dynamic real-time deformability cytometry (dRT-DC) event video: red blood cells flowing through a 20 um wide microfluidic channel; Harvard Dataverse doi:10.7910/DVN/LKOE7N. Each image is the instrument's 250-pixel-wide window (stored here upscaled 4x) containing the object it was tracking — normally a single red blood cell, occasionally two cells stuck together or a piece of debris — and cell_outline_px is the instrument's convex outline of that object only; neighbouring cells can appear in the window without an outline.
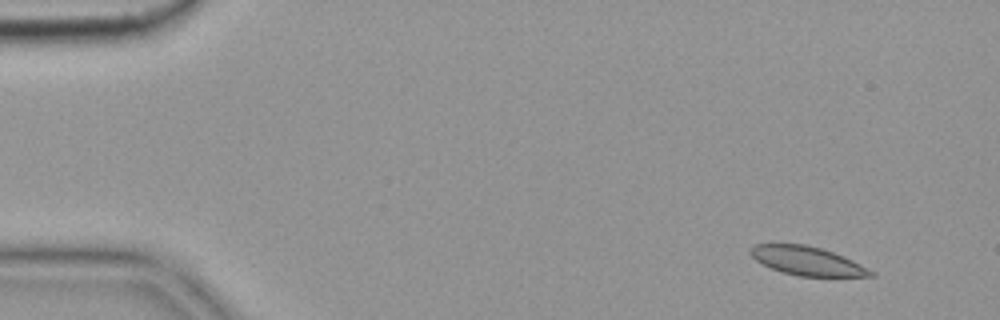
{"species": "common noctule bat (a hibernating species)", "species_latin": "Nyctalus noctula", "temperature_condition": "cold", "stored_images_in_passage": 5, "camera_frame_rate_fps": 3000, "um_per_image_px": 0.085, "animal": {"sex": "female", "body_mass_g": 19.9}, "frame": {"image": 1, "passage_image": 1, "time_ms": 0.0, "image_size_px": [1000, 320], "cell_outline_px": [[876, 276], [800, 276], [784, 272], [772, 268], [756, 260], [748, 252], [752, 244], [804, 244], [820, 248], [844, 256], [876, 272]], "centroid_in_image_um": [68.62, 22.17], "position_along_channel_um": 16.4, "area_um2": 19.94}}
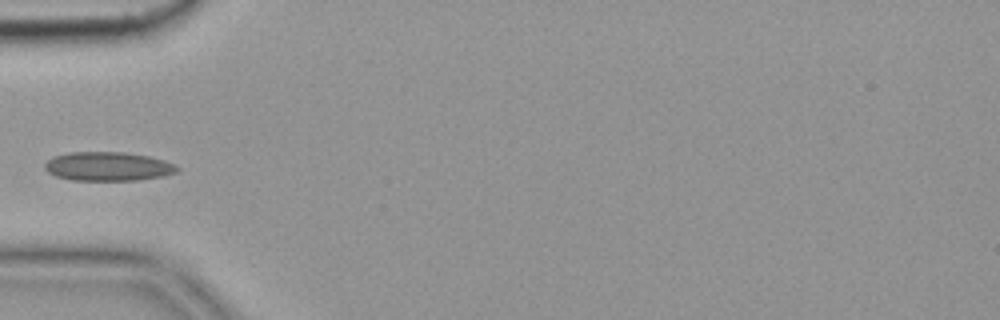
{"frame": {"image": 2, "passage_image": 5, "time_ms": 1.333, "image_size_px": [1000, 320], "cell_outline_px": [[180, 168], [176, 172], [164, 176], [136, 180], [72, 180], [56, 176], [48, 172], [44, 168], [44, 164], [48, 160], [56, 156], [68, 152], [124, 152], [148, 156], [164, 160]], "centroid_in_image_um": [9.17, 14.14], "position_along_channel_um": 75.8, "area_um2": 22.2}}